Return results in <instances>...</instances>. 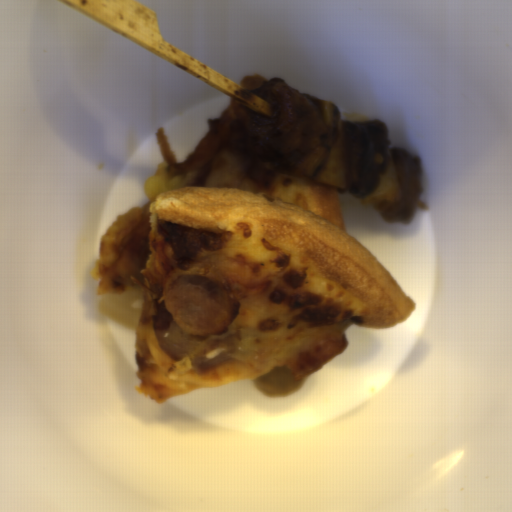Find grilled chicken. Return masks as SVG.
<instances>
[{
	"label": "grilled chicken",
	"instance_id": "obj_1",
	"mask_svg": "<svg viewBox=\"0 0 512 512\" xmlns=\"http://www.w3.org/2000/svg\"><path fill=\"white\" fill-rule=\"evenodd\" d=\"M151 319L158 345L168 358L183 361L189 357L192 365L208 371L229 362L243 336L234 325L214 336L191 334L178 325L164 302L157 305Z\"/></svg>",
	"mask_w": 512,
	"mask_h": 512
},
{
	"label": "grilled chicken",
	"instance_id": "obj_2",
	"mask_svg": "<svg viewBox=\"0 0 512 512\" xmlns=\"http://www.w3.org/2000/svg\"><path fill=\"white\" fill-rule=\"evenodd\" d=\"M348 341L342 332H331L285 363L293 380H300L321 369L329 360L345 352Z\"/></svg>",
	"mask_w": 512,
	"mask_h": 512
}]
</instances>
